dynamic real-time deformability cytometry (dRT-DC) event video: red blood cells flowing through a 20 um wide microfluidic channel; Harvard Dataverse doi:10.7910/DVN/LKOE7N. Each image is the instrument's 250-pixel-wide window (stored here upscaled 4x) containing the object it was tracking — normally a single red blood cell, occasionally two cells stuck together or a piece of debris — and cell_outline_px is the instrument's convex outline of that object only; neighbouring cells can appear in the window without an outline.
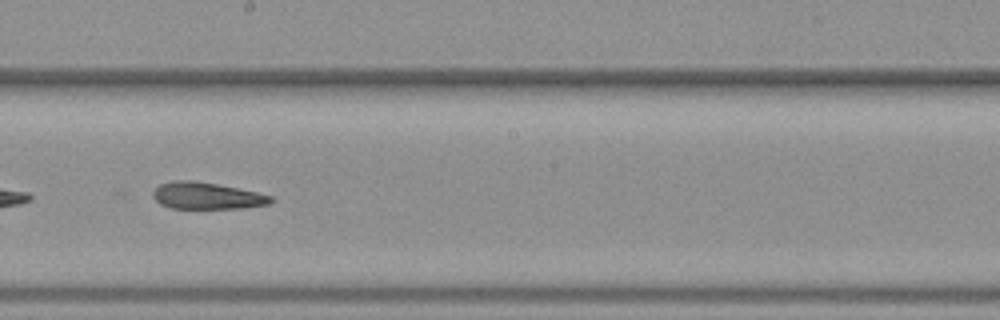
{"species": "common noctule bat (a hibernating species)", "species_latin": "Nyctalus noctula", "temperature_condition": "warm", "stored_images_in_passage": 49, "camera_frame_rate_fps": 3000, "um_per_image_px": 0.085, "animal": {"sex": "female", "body_mass_g": 19.3, "forearm_length_mm": 54.1}, "frame": {"image": 1, "passage_image": 28, "time_ms": 9.0, "image_size_px": [1000, 320], "cell_outline_px": [[276, 200], [268, 204], [244, 208], [168, 208], [160, 204], [152, 196], [152, 192], [160, 184], [176, 180], [196, 180], [256, 192], [272, 196]], "centroid_in_image_um": [17.57, 16.64], "position_along_channel_um": 230.6, "area_um2": 18.38}, "authors_computed_cell_mechanics": {"area_um2": 19.1318, "velocity_mm_per_s": 3.9852, "shape_relaxation_time_tau1_ms": null, "shape_relaxation_time_tau2_ms": 7.3701, "deformation_change_tau1": null, "deformation_change_tau2": 0.198}}